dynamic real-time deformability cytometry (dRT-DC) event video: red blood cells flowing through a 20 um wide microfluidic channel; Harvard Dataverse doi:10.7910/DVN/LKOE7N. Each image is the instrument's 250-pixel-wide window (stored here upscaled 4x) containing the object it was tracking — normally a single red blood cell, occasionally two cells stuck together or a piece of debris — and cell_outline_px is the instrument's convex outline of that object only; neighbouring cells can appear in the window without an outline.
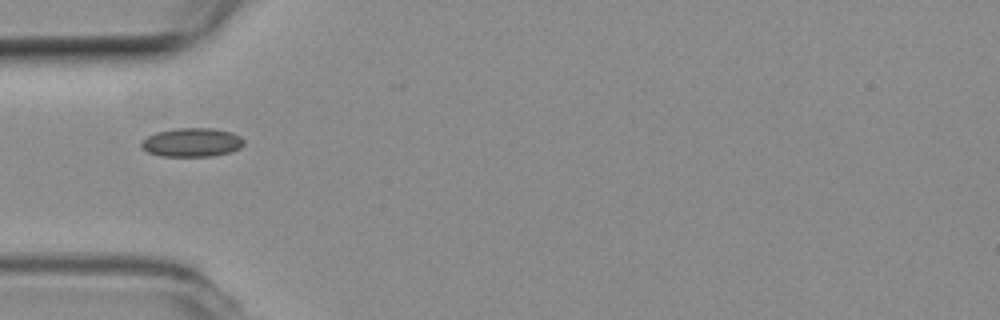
{"species": "common noctule bat (a hibernating species)", "species_latin": "Nyctalus noctula", "temperature_condition": "room temperature", "stored_images_in_passage": 3, "camera_frame_rate_fps": 3000, "um_per_image_px": 0.085, "animal": {"sex": "female", "body_mass_g": 19.3, "forearm_length_mm": 54.1}, "frame": {"image": 1, "passage_image": 1, "time_ms": 0.0, "image_size_px": [1000, 320], "cell_outline_px": [[244, 144], [240, 148], [232, 152], [212, 156], [160, 156], [148, 152], [140, 144], [148, 136], [156, 132], [176, 128], [212, 128], [232, 132], [240, 136], [244, 140]], "centroid_in_image_um": [16.35, 12.1], "position_along_channel_um": 68.6, "area_um2": 17.22}}